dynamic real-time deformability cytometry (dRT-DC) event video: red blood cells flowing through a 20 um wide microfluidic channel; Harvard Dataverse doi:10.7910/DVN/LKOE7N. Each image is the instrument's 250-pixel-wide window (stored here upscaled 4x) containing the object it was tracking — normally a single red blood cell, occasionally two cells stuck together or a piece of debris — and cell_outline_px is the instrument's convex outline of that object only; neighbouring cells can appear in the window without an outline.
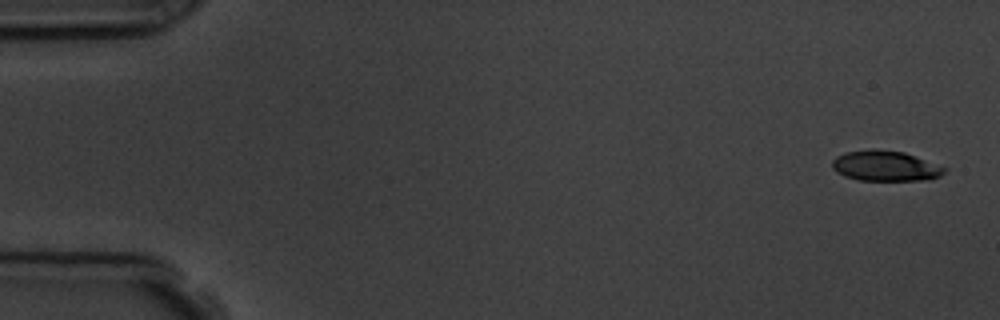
{"species": "common noctule bat (a hibernating species)", "species_latin": "Nyctalus noctula", "temperature_condition": "room temperature", "stored_images_in_passage": 5, "camera_frame_rate_fps": 3000, "um_per_image_px": 0.085, "animal": {"sex": "male", "body_mass_g": 19.5, "forearm_length_mm": 54.6}, "frame": {"image": 1, "passage_image": 1, "time_ms": 0.0, "image_size_px": [1000, 320], "cell_outline_px": [[948, 168], [940, 176], [928, 180], [860, 180], [844, 176], [836, 172], [832, 168], [832, 160], [836, 156], [844, 152], [872, 148], [904, 152]], "centroid_in_image_um": [75.23, 14.09], "position_along_channel_um": 9.8, "area_um2": 20.0}}